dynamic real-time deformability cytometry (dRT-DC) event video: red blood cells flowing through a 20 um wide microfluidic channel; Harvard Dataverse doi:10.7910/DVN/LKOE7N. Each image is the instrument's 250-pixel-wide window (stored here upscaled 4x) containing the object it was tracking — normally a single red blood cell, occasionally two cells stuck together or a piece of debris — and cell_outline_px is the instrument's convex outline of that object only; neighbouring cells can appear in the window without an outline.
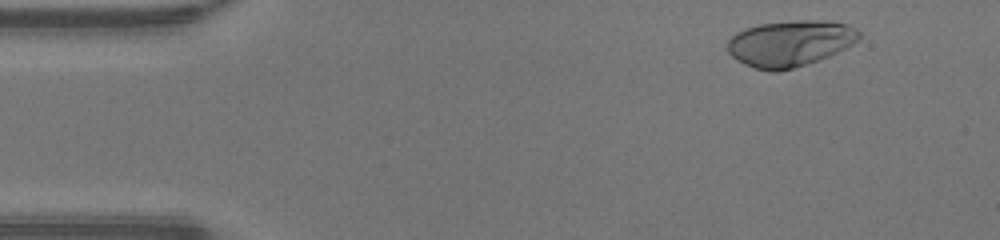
{"species": "human", "species_latin": "Homo sapiens", "temperature_condition": "warm", "stored_images_in_passage": 46, "camera_frame_rate_fps": 3000, "um_per_image_px": 0.085, "donor": {"sex": "male"}, "frame": {"image": 1, "passage_image": 3, "time_ms": 0.667, "image_size_px": [1000, 240], "cell_outline_px": [[860, 36], [852, 44], [828, 56], [792, 68], [776, 72], [772, 72], [756, 68], [744, 64], [736, 60], [728, 52], [728, 40], [736, 32], [760, 24], [796, 20], [816, 20], [848, 24], [856, 28], [860, 32]], "centroid_in_image_um": [67.13, 3.68], "position_along_channel_um": 17.9, "area_um2": 34.91}}
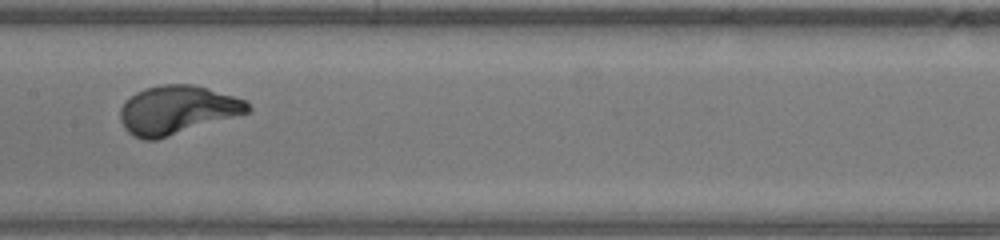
{"frame": {"image": 2, "passage_image": 22, "time_ms": 7.0, "image_size_px": [1000, 240], "cell_outline_px": [[252, 108], [248, 112], [156, 140], [144, 140], [132, 136], [124, 128], [120, 120], [120, 108], [124, 100], [136, 92], [144, 88], [160, 84], [192, 84], [208, 88], [248, 100]], "centroid_in_image_um": [15.02, 9.33], "position_along_channel_um": 192.4, "area_um2": 36.24}}
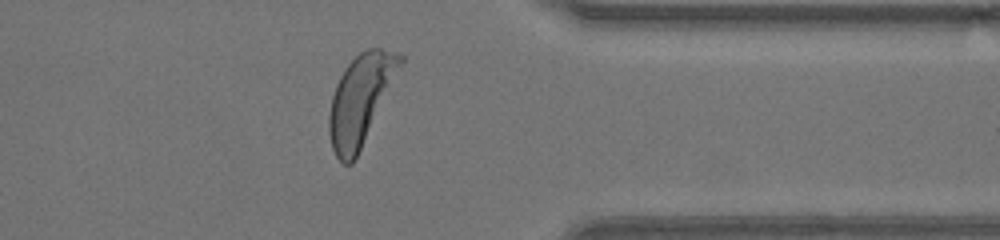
{"frame": {"image": 3, "passage_image": 36, "time_ms": 11.667, "image_size_px": [1000, 240], "cell_outline_px": [[404, 60], [352, 164], [344, 164], [336, 156], [332, 148], [328, 132], [328, 116], [332, 96], [336, 84], [344, 68], [360, 52], [368, 48], [380, 48], [400, 52], [404, 56]], "centroid_in_image_um": [30.62, 8.42], "position_along_channel_um": 380.8, "area_um2": 36.41}, "authors_computed_cell_mechanics": {"area_um2": 35.4892, "velocity_mm_per_s": 4.2968, "shape_relaxation_time_tau1_ms": 1.8118, "shape_relaxation_time_tau2_ms": null, "deformation_change_tau1": 0.1944, "deformation_change_tau2": null}}